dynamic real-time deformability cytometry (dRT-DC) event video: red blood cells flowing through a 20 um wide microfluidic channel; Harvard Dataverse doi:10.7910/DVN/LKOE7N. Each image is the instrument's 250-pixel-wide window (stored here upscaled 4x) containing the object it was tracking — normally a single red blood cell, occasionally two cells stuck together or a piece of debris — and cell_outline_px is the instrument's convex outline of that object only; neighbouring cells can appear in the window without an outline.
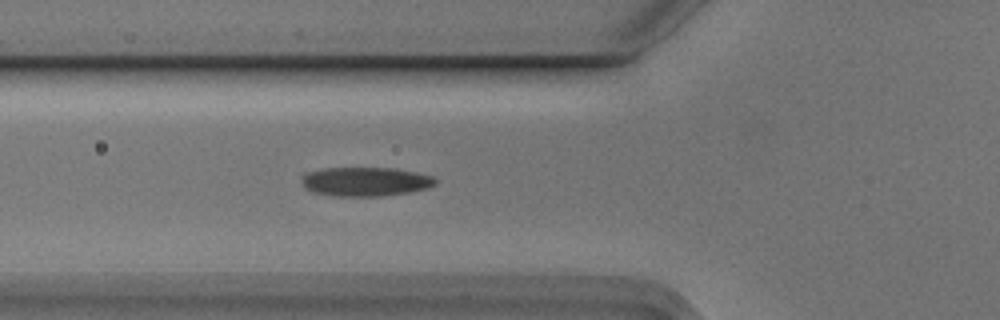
{"species": "Egyptian fruit bat (a non-hibernating species)", "species_latin": "Rousettus aegyptiacus", "temperature_condition": "cold", "stored_images_in_passage": 6, "camera_frame_rate_fps": 3000, "um_per_image_px": 0.085, "animal": {"sex": "male"}, "frame": {"image": 1, "passage_image": 6, "time_ms": 1.667, "image_size_px": [1000, 320], "cell_outline_px": [[436, 184], [428, 188], [408, 192], [380, 196], [332, 196], [312, 192], [304, 188], [300, 180], [304, 172], [320, 168], [396, 168], [416, 172], [432, 176], [436, 180]], "centroid_in_image_um": [30.99, 15.43], "position_along_channel_um": 94.8, "area_um2": 22.95}}